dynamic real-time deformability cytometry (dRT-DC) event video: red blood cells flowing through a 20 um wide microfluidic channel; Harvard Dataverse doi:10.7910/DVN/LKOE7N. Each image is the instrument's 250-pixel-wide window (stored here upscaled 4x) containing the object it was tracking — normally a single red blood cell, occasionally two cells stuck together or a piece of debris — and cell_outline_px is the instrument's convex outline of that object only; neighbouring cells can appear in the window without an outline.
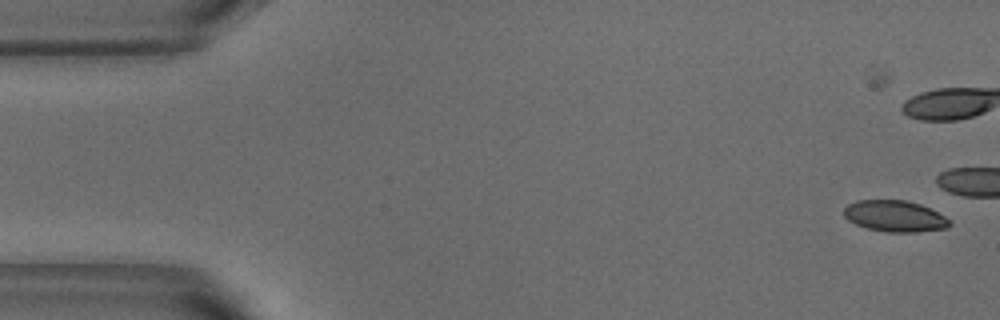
{"species": "common noctule bat (a hibernating species)", "species_latin": "Nyctalus noctula", "temperature_condition": "warm", "stored_images_in_passage": 25, "camera_frame_rate_fps": 3000, "um_per_image_px": 0.085, "animal": {"sex": "male", "body_mass_g": 18.8}, "frame": {"image": 1, "passage_image": 5, "time_ms": 1.333, "image_size_px": [1000, 320], "cell_outline_px": [[952, 224], [948, 228], [916, 232], [888, 232], [868, 228], [856, 224], [848, 220], [844, 216], [844, 208], [848, 204], [856, 200], [904, 200], [920, 204], [952, 220]], "centroid_in_image_um": [76.07, 18.37], "position_along_channel_um": 8.9, "area_um2": 19.25}}